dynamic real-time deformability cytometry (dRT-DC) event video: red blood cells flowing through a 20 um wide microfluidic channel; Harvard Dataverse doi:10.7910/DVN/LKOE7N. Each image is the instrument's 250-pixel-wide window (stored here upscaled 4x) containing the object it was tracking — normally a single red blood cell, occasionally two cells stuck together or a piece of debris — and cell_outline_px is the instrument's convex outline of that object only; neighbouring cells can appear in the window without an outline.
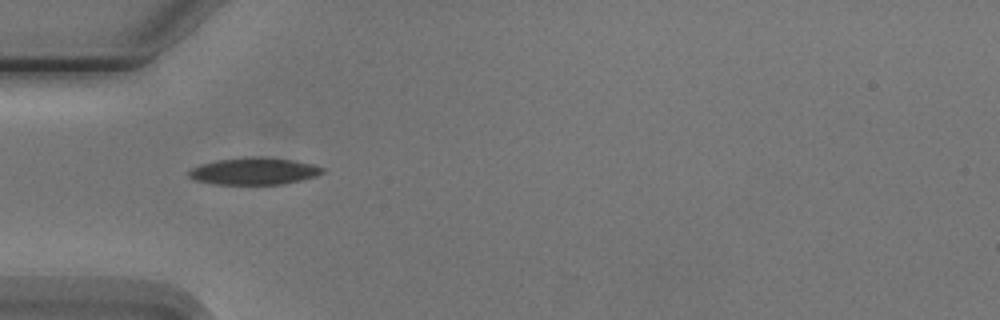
{"species": "Egyptian fruit bat (a non-hibernating species)", "species_latin": "Rousettus aegyptiacus", "temperature_condition": "cold", "stored_images_in_passage": 2, "camera_frame_rate_fps": 3000, "um_per_image_px": 0.085, "animal": {"sex": "male"}, "frame": {"image": 1, "passage_image": 1, "time_ms": 0.0, "image_size_px": [1000, 320], "cell_outline_px": [[324, 172], [316, 176], [284, 184], [212, 184], [192, 180], [188, 176], [188, 172], [192, 168], [200, 164], [216, 160], [256, 156], [264, 156], [292, 160], [312, 164], [324, 168]], "centroid_in_image_um": [21.56, 14.55], "position_along_channel_um": 63.4, "area_um2": 21.15}}
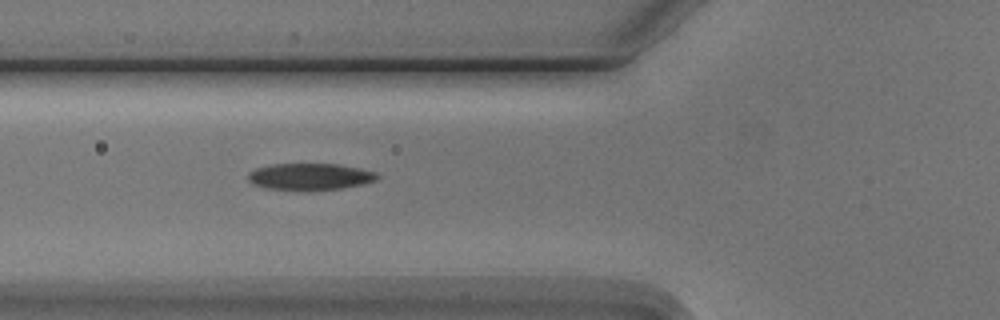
{"frame": {"image": 2, "passage_image": 2, "time_ms": 1.0, "image_size_px": [1000, 320], "cell_outline_px": [[380, 176], [376, 180], [364, 184], [340, 188], [264, 188], [252, 184], [248, 180], [248, 172], [256, 168], [272, 164], [340, 164], [360, 168], [376, 172]], "centroid_in_image_um": [26.36, 14.97], "position_along_channel_um": 99.4, "area_um2": 19.54}}